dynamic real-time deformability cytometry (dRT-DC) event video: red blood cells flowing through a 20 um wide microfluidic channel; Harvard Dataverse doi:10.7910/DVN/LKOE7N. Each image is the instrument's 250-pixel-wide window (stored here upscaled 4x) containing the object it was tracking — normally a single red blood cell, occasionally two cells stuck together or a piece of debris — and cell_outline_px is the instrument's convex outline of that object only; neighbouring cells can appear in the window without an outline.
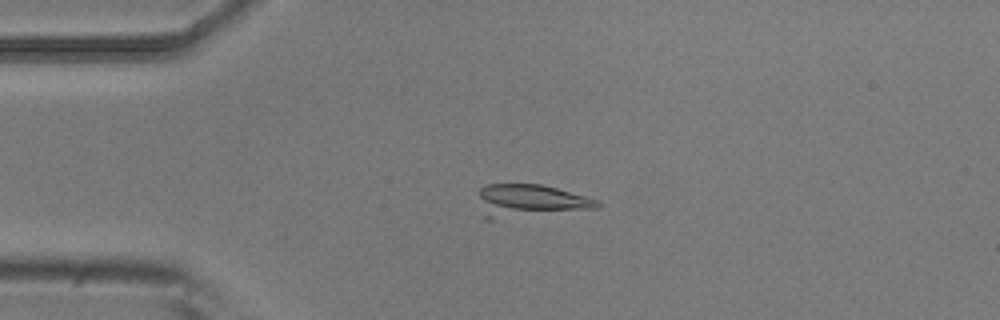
{"species": "common noctule bat (a hibernating species)", "species_latin": "Nyctalus noctula", "temperature_condition": "room temperature", "stored_images_in_passage": 9, "camera_frame_rate_fps": 3000, "um_per_image_px": 0.085, "animal": {"sex": "male", "body_mass_g": 20.5, "forearm_length_mm": 52.5}, "frame": {"image": 1, "passage_image": 4, "time_ms": 1.0, "image_size_px": [1000, 320], "cell_outline_px": [[604, 204], [600, 208], [492, 220], [484, 220], [476, 192], [484, 184], [540, 184], [588, 196], [600, 200]], "centroid_in_image_um": [45.03, 17.07], "position_along_channel_um": 40.0, "area_um2": 23.35}}
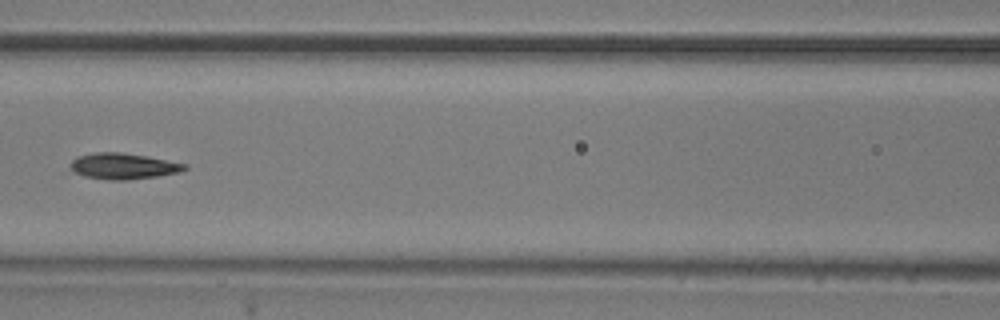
{"frame": {"image": 2, "passage_image": 7, "time_ms": 2.0, "image_size_px": [1000, 320], "cell_outline_px": [[188, 168], [180, 172], [156, 176], [124, 180], [112, 180], [84, 176], [76, 172], [72, 168], [72, 160], [76, 156], [96, 152], [120, 152], [148, 156], [188, 164]], "centroid_in_image_um": [10.52, 14.11], "position_along_channel_um": 156.1, "area_um2": 17.17}}
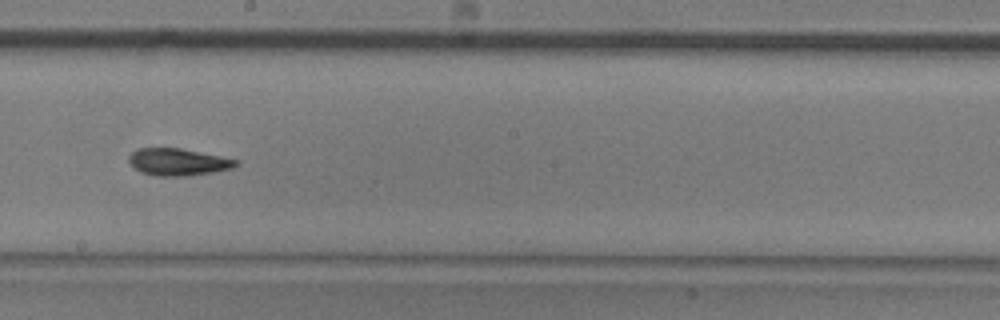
{"frame": {"image": 3, "passage_image": 9, "time_ms": 2.667, "image_size_px": [1000, 320], "cell_outline_px": [[240, 164], [232, 168], [212, 172], [188, 176], [156, 176], [140, 172], [128, 164], [128, 156], [136, 148], [180, 148], [240, 160]], "centroid_in_image_um": [15.1, 13.77], "position_along_channel_um": 233.1, "area_um2": 17.11}}